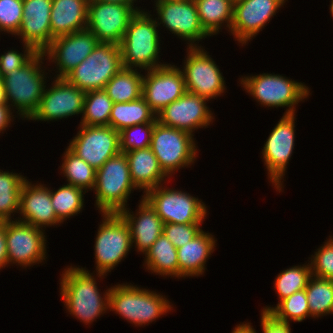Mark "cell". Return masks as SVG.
<instances>
[{
	"label": "cell",
	"mask_w": 333,
	"mask_h": 333,
	"mask_svg": "<svg viewBox=\"0 0 333 333\" xmlns=\"http://www.w3.org/2000/svg\"><path fill=\"white\" fill-rule=\"evenodd\" d=\"M23 45L24 54L11 49L0 56V74L2 78L14 69H21L38 53L32 46L25 43Z\"/></svg>",
	"instance_id": "7bdbcfd3"
},
{
	"label": "cell",
	"mask_w": 333,
	"mask_h": 333,
	"mask_svg": "<svg viewBox=\"0 0 333 333\" xmlns=\"http://www.w3.org/2000/svg\"><path fill=\"white\" fill-rule=\"evenodd\" d=\"M89 0H52L51 36L57 38L85 30Z\"/></svg>",
	"instance_id": "d4e9b609"
},
{
	"label": "cell",
	"mask_w": 333,
	"mask_h": 333,
	"mask_svg": "<svg viewBox=\"0 0 333 333\" xmlns=\"http://www.w3.org/2000/svg\"><path fill=\"white\" fill-rule=\"evenodd\" d=\"M67 267L59 283L64 306L70 315L86 325L91 324L109 310L110 288L102 296L93 273L82 267Z\"/></svg>",
	"instance_id": "6da1fadb"
},
{
	"label": "cell",
	"mask_w": 333,
	"mask_h": 333,
	"mask_svg": "<svg viewBox=\"0 0 333 333\" xmlns=\"http://www.w3.org/2000/svg\"><path fill=\"white\" fill-rule=\"evenodd\" d=\"M99 41L87 29L54 38L43 51L49 62L55 63L58 74L56 78H64L77 67L95 49Z\"/></svg>",
	"instance_id": "44dd1931"
},
{
	"label": "cell",
	"mask_w": 333,
	"mask_h": 333,
	"mask_svg": "<svg viewBox=\"0 0 333 333\" xmlns=\"http://www.w3.org/2000/svg\"><path fill=\"white\" fill-rule=\"evenodd\" d=\"M163 184L152 188L142 196L155 210L163 223H203L207 206L202 200L182 190H175Z\"/></svg>",
	"instance_id": "30bf717a"
},
{
	"label": "cell",
	"mask_w": 333,
	"mask_h": 333,
	"mask_svg": "<svg viewBox=\"0 0 333 333\" xmlns=\"http://www.w3.org/2000/svg\"><path fill=\"white\" fill-rule=\"evenodd\" d=\"M113 101L103 90L85 93L82 120L79 125L109 126Z\"/></svg>",
	"instance_id": "e575fe53"
},
{
	"label": "cell",
	"mask_w": 333,
	"mask_h": 333,
	"mask_svg": "<svg viewBox=\"0 0 333 333\" xmlns=\"http://www.w3.org/2000/svg\"><path fill=\"white\" fill-rule=\"evenodd\" d=\"M137 12L128 5L89 0L86 29L99 42L120 45L129 21Z\"/></svg>",
	"instance_id": "9a60e30c"
},
{
	"label": "cell",
	"mask_w": 333,
	"mask_h": 333,
	"mask_svg": "<svg viewBox=\"0 0 333 333\" xmlns=\"http://www.w3.org/2000/svg\"><path fill=\"white\" fill-rule=\"evenodd\" d=\"M287 0H239L234 1L231 35L245 45L258 35L267 22L276 15Z\"/></svg>",
	"instance_id": "ffe728a7"
},
{
	"label": "cell",
	"mask_w": 333,
	"mask_h": 333,
	"mask_svg": "<svg viewBox=\"0 0 333 333\" xmlns=\"http://www.w3.org/2000/svg\"><path fill=\"white\" fill-rule=\"evenodd\" d=\"M84 192L83 189L69 184L60 186L55 192L50 189L51 203L56 216L62 222L81 212L84 206Z\"/></svg>",
	"instance_id": "d590c367"
},
{
	"label": "cell",
	"mask_w": 333,
	"mask_h": 333,
	"mask_svg": "<svg viewBox=\"0 0 333 333\" xmlns=\"http://www.w3.org/2000/svg\"><path fill=\"white\" fill-rule=\"evenodd\" d=\"M23 18V0H0V32L16 35Z\"/></svg>",
	"instance_id": "ab89813d"
},
{
	"label": "cell",
	"mask_w": 333,
	"mask_h": 333,
	"mask_svg": "<svg viewBox=\"0 0 333 333\" xmlns=\"http://www.w3.org/2000/svg\"><path fill=\"white\" fill-rule=\"evenodd\" d=\"M204 31L216 35L223 25L231 29L234 0H194ZM226 23V24H225Z\"/></svg>",
	"instance_id": "f1b7e54d"
},
{
	"label": "cell",
	"mask_w": 333,
	"mask_h": 333,
	"mask_svg": "<svg viewBox=\"0 0 333 333\" xmlns=\"http://www.w3.org/2000/svg\"><path fill=\"white\" fill-rule=\"evenodd\" d=\"M0 84H3L1 74H0Z\"/></svg>",
	"instance_id": "f5cc1de1"
},
{
	"label": "cell",
	"mask_w": 333,
	"mask_h": 333,
	"mask_svg": "<svg viewBox=\"0 0 333 333\" xmlns=\"http://www.w3.org/2000/svg\"><path fill=\"white\" fill-rule=\"evenodd\" d=\"M122 68L120 45L99 42L89 56L64 78L85 92L103 90Z\"/></svg>",
	"instance_id": "52a82bcc"
},
{
	"label": "cell",
	"mask_w": 333,
	"mask_h": 333,
	"mask_svg": "<svg viewBox=\"0 0 333 333\" xmlns=\"http://www.w3.org/2000/svg\"><path fill=\"white\" fill-rule=\"evenodd\" d=\"M127 284L110 287L108 309L115 311L131 324L148 325L173 310L171 302L162 294Z\"/></svg>",
	"instance_id": "277c9868"
},
{
	"label": "cell",
	"mask_w": 333,
	"mask_h": 333,
	"mask_svg": "<svg viewBox=\"0 0 333 333\" xmlns=\"http://www.w3.org/2000/svg\"><path fill=\"white\" fill-rule=\"evenodd\" d=\"M62 159L60 170L67 178V184L81 188L85 193L92 191L96 183V170L68 147L65 149Z\"/></svg>",
	"instance_id": "1f68e13d"
},
{
	"label": "cell",
	"mask_w": 333,
	"mask_h": 333,
	"mask_svg": "<svg viewBox=\"0 0 333 333\" xmlns=\"http://www.w3.org/2000/svg\"><path fill=\"white\" fill-rule=\"evenodd\" d=\"M52 0H23V18L16 34L22 43L43 52L54 39L51 36Z\"/></svg>",
	"instance_id": "7402d4cb"
},
{
	"label": "cell",
	"mask_w": 333,
	"mask_h": 333,
	"mask_svg": "<svg viewBox=\"0 0 333 333\" xmlns=\"http://www.w3.org/2000/svg\"><path fill=\"white\" fill-rule=\"evenodd\" d=\"M146 73L142 97L156 114L187 92L182 70L175 65L166 64Z\"/></svg>",
	"instance_id": "e0dca14e"
},
{
	"label": "cell",
	"mask_w": 333,
	"mask_h": 333,
	"mask_svg": "<svg viewBox=\"0 0 333 333\" xmlns=\"http://www.w3.org/2000/svg\"><path fill=\"white\" fill-rule=\"evenodd\" d=\"M157 122L156 113L143 97L126 103H113L109 126L118 132L137 124Z\"/></svg>",
	"instance_id": "f546056e"
},
{
	"label": "cell",
	"mask_w": 333,
	"mask_h": 333,
	"mask_svg": "<svg viewBox=\"0 0 333 333\" xmlns=\"http://www.w3.org/2000/svg\"><path fill=\"white\" fill-rule=\"evenodd\" d=\"M26 177L18 173L0 170V221H12L14 212L19 213L20 192Z\"/></svg>",
	"instance_id": "d6a6232c"
},
{
	"label": "cell",
	"mask_w": 333,
	"mask_h": 333,
	"mask_svg": "<svg viewBox=\"0 0 333 333\" xmlns=\"http://www.w3.org/2000/svg\"><path fill=\"white\" fill-rule=\"evenodd\" d=\"M155 7L158 14V18H155L157 25L163 24V27L165 26L172 34L187 41L189 44L187 47H198V41L209 37L201 26L194 0L184 2L156 0Z\"/></svg>",
	"instance_id": "2e32d148"
},
{
	"label": "cell",
	"mask_w": 333,
	"mask_h": 333,
	"mask_svg": "<svg viewBox=\"0 0 333 333\" xmlns=\"http://www.w3.org/2000/svg\"><path fill=\"white\" fill-rule=\"evenodd\" d=\"M137 188L130 178L125 153L119 152L96 170L95 204L100 213H120L126 209L131 191Z\"/></svg>",
	"instance_id": "5b68a950"
},
{
	"label": "cell",
	"mask_w": 333,
	"mask_h": 333,
	"mask_svg": "<svg viewBox=\"0 0 333 333\" xmlns=\"http://www.w3.org/2000/svg\"><path fill=\"white\" fill-rule=\"evenodd\" d=\"M138 207L135 215L129 208L122 210L120 214L129 225L132 246L135 244L136 251L145 254L163 233L164 223L143 197Z\"/></svg>",
	"instance_id": "cb8c5ba5"
},
{
	"label": "cell",
	"mask_w": 333,
	"mask_h": 333,
	"mask_svg": "<svg viewBox=\"0 0 333 333\" xmlns=\"http://www.w3.org/2000/svg\"><path fill=\"white\" fill-rule=\"evenodd\" d=\"M93 1H98V2H105V3H118V4H125L128 6H131L136 12L143 11L136 6L134 7V2L137 0H93Z\"/></svg>",
	"instance_id": "c3c4849f"
},
{
	"label": "cell",
	"mask_w": 333,
	"mask_h": 333,
	"mask_svg": "<svg viewBox=\"0 0 333 333\" xmlns=\"http://www.w3.org/2000/svg\"><path fill=\"white\" fill-rule=\"evenodd\" d=\"M45 230L18 220L6 221V245L9 264L23 268L46 259Z\"/></svg>",
	"instance_id": "5bb4252c"
},
{
	"label": "cell",
	"mask_w": 333,
	"mask_h": 333,
	"mask_svg": "<svg viewBox=\"0 0 333 333\" xmlns=\"http://www.w3.org/2000/svg\"><path fill=\"white\" fill-rule=\"evenodd\" d=\"M231 333H256V331L253 326H251V323H242L236 325Z\"/></svg>",
	"instance_id": "7dc6e473"
},
{
	"label": "cell",
	"mask_w": 333,
	"mask_h": 333,
	"mask_svg": "<svg viewBox=\"0 0 333 333\" xmlns=\"http://www.w3.org/2000/svg\"><path fill=\"white\" fill-rule=\"evenodd\" d=\"M20 218L16 219L43 230L46 226L63 223L54 211L50 197V187L44 184H32L27 179L22 184L20 192Z\"/></svg>",
	"instance_id": "603a6c76"
},
{
	"label": "cell",
	"mask_w": 333,
	"mask_h": 333,
	"mask_svg": "<svg viewBox=\"0 0 333 333\" xmlns=\"http://www.w3.org/2000/svg\"><path fill=\"white\" fill-rule=\"evenodd\" d=\"M94 245L96 275L101 278L111 272L132 248L128 223L120 213H102Z\"/></svg>",
	"instance_id": "ba28073f"
},
{
	"label": "cell",
	"mask_w": 333,
	"mask_h": 333,
	"mask_svg": "<svg viewBox=\"0 0 333 333\" xmlns=\"http://www.w3.org/2000/svg\"><path fill=\"white\" fill-rule=\"evenodd\" d=\"M240 82L260 105L287 107L284 114H295L296 105L310 95L308 86L279 74L242 76Z\"/></svg>",
	"instance_id": "8992f818"
},
{
	"label": "cell",
	"mask_w": 333,
	"mask_h": 333,
	"mask_svg": "<svg viewBox=\"0 0 333 333\" xmlns=\"http://www.w3.org/2000/svg\"><path fill=\"white\" fill-rule=\"evenodd\" d=\"M78 128L67 147L95 170L121 152L120 133L111 126L80 125Z\"/></svg>",
	"instance_id": "4fadbf2b"
},
{
	"label": "cell",
	"mask_w": 333,
	"mask_h": 333,
	"mask_svg": "<svg viewBox=\"0 0 333 333\" xmlns=\"http://www.w3.org/2000/svg\"><path fill=\"white\" fill-rule=\"evenodd\" d=\"M215 243L214 236L202 230L190 242L177 248L179 279L204 274L206 261L214 251Z\"/></svg>",
	"instance_id": "4316f807"
},
{
	"label": "cell",
	"mask_w": 333,
	"mask_h": 333,
	"mask_svg": "<svg viewBox=\"0 0 333 333\" xmlns=\"http://www.w3.org/2000/svg\"><path fill=\"white\" fill-rule=\"evenodd\" d=\"M208 99L186 92L156 114L157 121L168 127L181 129L191 134L213 123V113L207 107Z\"/></svg>",
	"instance_id": "d6986e66"
},
{
	"label": "cell",
	"mask_w": 333,
	"mask_h": 333,
	"mask_svg": "<svg viewBox=\"0 0 333 333\" xmlns=\"http://www.w3.org/2000/svg\"><path fill=\"white\" fill-rule=\"evenodd\" d=\"M161 1L184 2V1H192V0H161Z\"/></svg>",
	"instance_id": "f907efd6"
},
{
	"label": "cell",
	"mask_w": 333,
	"mask_h": 333,
	"mask_svg": "<svg viewBox=\"0 0 333 333\" xmlns=\"http://www.w3.org/2000/svg\"><path fill=\"white\" fill-rule=\"evenodd\" d=\"M150 12H137L129 21L120 43L124 68L151 70L166 64L160 63V41L156 20ZM159 61V62H158ZM160 63V64H159Z\"/></svg>",
	"instance_id": "7a4b0ae2"
},
{
	"label": "cell",
	"mask_w": 333,
	"mask_h": 333,
	"mask_svg": "<svg viewBox=\"0 0 333 333\" xmlns=\"http://www.w3.org/2000/svg\"><path fill=\"white\" fill-rule=\"evenodd\" d=\"M155 123L137 124L120 131V151L126 153L136 149L149 148Z\"/></svg>",
	"instance_id": "f35d334b"
},
{
	"label": "cell",
	"mask_w": 333,
	"mask_h": 333,
	"mask_svg": "<svg viewBox=\"0 0 333 333\" xmlns=\"http://www.w3.org/2000/svg\"><path fill=\"white\" fill-rule=\"evenodd\" d=\"M45 88L37 111L29 120L53 121L83 114L85 91L70 84L65 78H56Z\"/></svg>",
	"instance_id": "ac0fdd59"
},
{
	"label": "cell",
	"mask_w": 333,
	"mask_h": 333,
	"mask_svg": "<svg viewBox=\"0 0 333 333\" xmlns=\"http://www.w3.org/2000/svg\"><path fill=\"white\" fill-rule=\"evenodd\" d=\"M263 333H291L290 323L277 319L272 313L261 311Z\"/></svg>",
	"instance_id": "ee69618b"
},
{
	"label": "cell",
	"mask_w": 333,
	"mask_h": 333,
	"mask_svg": "<svg viewBox=\"0 0 333 333\" xmlns=\"http://www.w3.org/2000/svg\"><path fill=\"white\" fill-rule=\"evenodd\" d=\"M44 53L38 52L21 69H14L2 78L6 103L14 111L17 109L20 118L29 120L37 111L41 98L46 88L44 73L41 69ZM11 102V104H10Z\"/></svg>",
	"instance_id": "3957f363"
},
{
	"label": "cell",
	"mask_w": 333,
	"mask_h": 333,
	"mask_svg": "<svg viewBox=\"0 0 333 333\" xmlns=\"http://www.w3.org/2000/svg\"><path fill=\"white\" fill-rule=\"evenodd\" d=\"M9 265L6 245V222L0 225V269Z\"/></svg>",
	"instance_id": "f6af8a7d"
},
{
	"label": "cell",
	"mask_w": 333,
	"mask_h": 333,
	"mask_svg": "<svg viewBox=\"0 0 333 333\" xmlns=\"http://www.w3.org/2000/svg\"><path fill=\"white\" fill-rule=\"evenodd\" d=\"M12 113V109L8 104H0V133H3L11 124L13 118H15Z\"/></svg>",
	"instance_id": "bcb514c9"
},
{
	"label": "cell",
	"mask_w": 333,
	"mask_h": 333,
	"mask_svg": "<svg viewBox=\"0 0 333 333\" xmlns=\"http://www.w3.org/2000/svg\"><path fill=\"white\" fill-rule=\"evenodd\" d=\"M329 237V240L311 255L309 262L312 276L333 280V237Z\"/></svg>",
	"instance_id": "60d3db41"
},
{
	"label": "cell",
	"mask_w": 333,
	"mask_h": 333,
	"mask_svg": "<svg viewBox=\"0 0 333 333\" xmlns=\"http://www.w3.org/2000/svg\"><path fill=\"white\" fill-rule=\"evenodd\" d=\"M138 69L122 68L105 85L113 103H126L142 97L143 75Z\"/></svg>",
	"instance_id": "4dcf8cb0"
},
{
	"label": "cell",
	"mask_w": 333,
	"mask_h": 333,
	"mask_svg": "<svg viewBox=\"0 0 333 333\" xmlns=\"http://www.w3.org/2000/svg\"><path fill=\"white\" fill-rule=\"evenodd\" d=\"M193 136L187 131L164 126L158 121L155 123L150 148L168 177L194 163L198 147Z\"/></svg>",
	"instance_id": "9c48e42d"
},
{
	"label": "cell",
	"mask_w": 333,
	"mask_h": 333,
	"mask_svg": "<svg viewBox=\"0 0 333 333\" xmlns=\"http://www.w3.org/2000/svg\"><path fill=\"white\" fill-rule=\"evenodd\" d=\"M201 47L187 48V57L181 69L186 90L208 100L215 99L224 93L225 80L215 61Z\"/></svg>",
	"instance_id": "8fae6325"
},
{
	"label": "cell",
	"mask_w": 333,
	"mask_h": 333,
	"mask_svg": "<svg viewBox=\"0 0 333 333\" xmlns=\"http://www.w3.org/2000/svg\"><path fill=\"white\" fill-rule=\"evenodd\" d=\"M202 223H190V224H176L165 223L163 225V234L170 240V242L179 248L190 242L202 229Z\"/></svg>",
	"instance_id": "b9f144b4"
},
{
	"label": "cell",
	"mask_w": 333,
	"mask_h": 333,
	"mask_svg": "<svg viewBox=\"0 0 333 333\" xmlns=\"http://www.w3.org/2000/svg\"><path fill=\"white\" fill-rule=\"evenodd\" d=\"M125 155L130 170V178L137 189L144 190L145 193L166 183L165 181L169 177L160 168L158 159L150 147L132 150L126 152Z\"/></svg>",
	"instance_id": "484cf974"
},
{
	"label": "cell",
	"mask_w": 333,
	"mask_h": 333,
	"mask_svg": "<svg viewBox=\"0 0 333 333\" xmlns=\"http://www.w3.org/2000/svg\"><path fill=\"white\" fill-rule=\"evenodd\" d=\"M295 114H284L269 134L262 149L264 165L268 179L279 193L283 190V181L295 142Z\"/></svg>",
	"instance_id": "7c38bea8"
},
{
	"label": "cell",
	"mask_w": 333,
	"mask_h": 333,
	"mask_svg": "<svg viewBox=\"0 0 333 333\" xmlns=\"http://www.w3.org/2000/svg\"><path fill=\"white\" fill-rule=\"evenodd\" d=\"M312 276L310 264L297 265L280 272L275 278V289L279 301L291 296L297 291L306 289Z\"/></svg>",
	"instance_id": "74e56055"
},
{
	"label": "cell",
	"mask_w": 333,
	"mask_h": 333,
	"mask_svg": "<svg viewBox=\"0 0 333 333\" xmlns=\"http://www.w3.org/2000/svg\"><path fill=\"white\" fill-rule=\"evenodd\" d=\"M330 13L332 14L333 17V0H331V4H330Z\"/></svg>",
	"instance_id": "816d5d0a"
},
{
	"label": "cell",
	"mask_w": 333,
	"mask_h": 333,
	"mask_svg": "<svg viewBox=\"0 0 333 333\" xmlns=\"http://www.w3.org/2000/svg\"><path fill=\"white\" fill-rule=\"evenodd\" d=\"M0 104H7L5 98L4 85L0 84Z\"/></svg>",
	"instance_id": "681fc988"
},
{
	"label": "cell",
	"mask_w": 333,
	"mask_h": 333,
	"mask_svg": "<svg viewBox=\"0 0 333 333\" xmlns=\"http://www.w3.org/2000/svg\"><path fill=\"white\" fill-rule=\"evenodd\" d=\"M144 255V265L148 271L164 277L179 278L177 248L165 234L162 233Z\"/></svg>",
	"instance_id": "83f0119b"
},
{
	"label": "cell",
	"mask_w": 333,
	"mask_h": 333,
	"mask_svg": "<svg viewBox=\"0 0 333 333\" xmlns=\"http://www.w3.org/2000/svg\"><path fill=\"white\" fill-rule=\"evenodd\" d=\"M262 311L272 313L277 319L285 322H302L310 317V310L305 289L281 300L275 307L266 306Z\"/></svg>",
	"instance_id": "8d00e7d4"
},
{
	"label": "cell",
	"mask_w": 333,
	"mask_h": 333,
	"mask_svg": "<svg viewBox=\"0 0 333 333\" xmlns=\"http://www.w3.org/2000/svg\"><path fill=\"white\" fill-rule=\"evenodd\" d=\"M305 291L310 317L333 314V280L311 276Z\"/></svg>",
	"instance_id": "836d02e7"
}]
</instances>
